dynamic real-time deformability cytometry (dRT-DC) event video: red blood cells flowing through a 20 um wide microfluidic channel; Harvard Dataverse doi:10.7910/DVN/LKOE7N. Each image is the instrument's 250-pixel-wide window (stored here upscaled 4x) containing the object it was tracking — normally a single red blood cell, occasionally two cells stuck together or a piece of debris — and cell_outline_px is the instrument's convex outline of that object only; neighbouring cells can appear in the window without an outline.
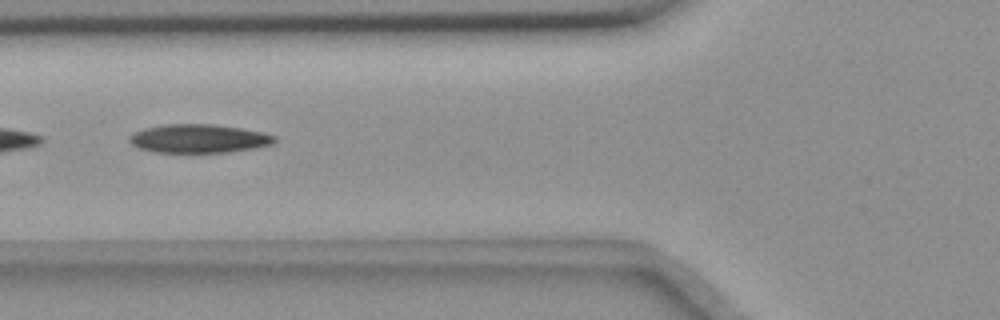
{"species": "common noctule bat (a hibernating species)", "species_latin": "Nyctalus noctula", "temperature_condition": "room temperature", "stored_images_in_passage": 38, "camera_frame_rate_fps": 3000, "um_per_image_px": 0.085, "animal": {"sex": "female", "body_mass_g": 18.4}, "frame": {"image": 1, "passage_image": 4, "time_ms": 1.0, "image_size_px": [1000, 320], "cell_outline_px": [[276, 140], [272, 144], [252, 148], [224, 152], [152, 152], [140, 148], [132, 144], [128, 140], [136, 132], [148, 128], [164, 124], [212, 124], [240, 128], [264, 132], [276, 136]], "centroid_in_image_um": [16.92, 11.77], "position_along_channel_um": 108.9, "area_um2": 23.81}}
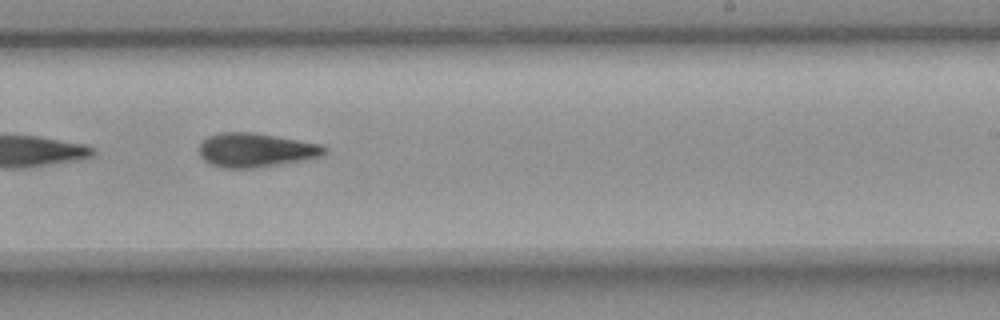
{"frame": {"image": 2, "passage_image": 17, "time_ms": 5.333, "image_size_px": [1000, 320], "cell_outline_px": [[328, 152], [320, 156], [304, 160], [252, 168], [224, 168], [212, 164], [204, 160], [200, 156], [200, 144], [208, 136], [220, 132], [252, 132], [320, 144], [328, 148]], "centroid_in_image_um": [21.74, 12.75], "position_along_channel_um": 267.3, "area_um2": 24.62}}
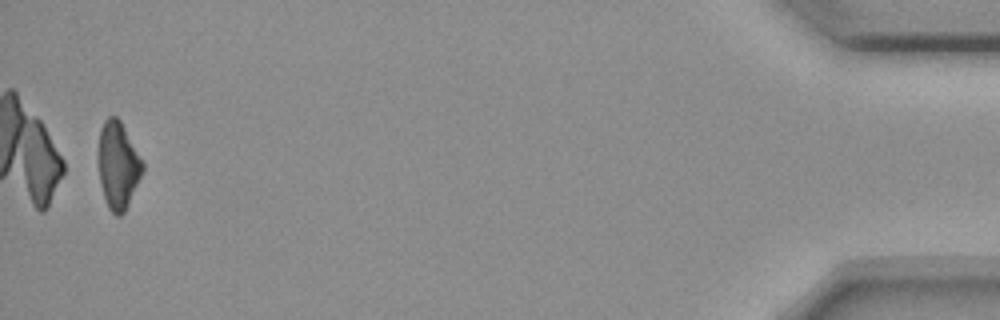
{"frame": {"image": 3, "passage_image": 37, "time_ms": 12.0, "image_size_px": [1000, 320], "cell_outline_px": [[144, 168], [128, 204], [124, 212], [120, 216], [116, 216], [108, 208], [100, 184], [96, 156], [100, 128], [104, 120], [108, 116], [116, 116], [120, 120], [144, 160]], "centroid_in_image_um": [10.0, 14.0], "position_along_channel_um": 425.2, "area_um2": 22.95}}